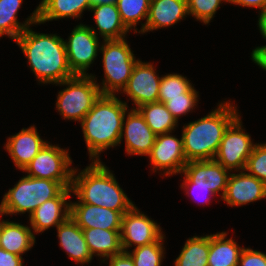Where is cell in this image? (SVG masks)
<instances>
[{
    "label": "cell",
    "mask_w": 266,
    "mask_h": 266,
    "mask_svg": "<svg viewBox=\"0 0 266 266\" xmlns=\"http://www.w3.org/2000/svg\"><path fill=\"white\" fill-rule=\"evenodd\" d=\"M239 115L227 128L219 145L214 160L230 172L245 169L248 157L256 143L251 135L245 132Z\"/></svg>",
    "instance_id": "9"
},
{
    "label": "cell",
    "mask_w": 266,
    "mask_h": 266,
    "mask_svg": "<svg viewBox=\"0 0 266 266\" xmlns=\"http://www.w3.org/2000/svg\"><path fill=\"white\" fill-rule=\"evenodd\" d=\"M54 85L66 88L59 90L55 107L63 119L80 122L101 96L97 82L89 75L73 77Z\"/></svg>",
    "instance_id": "7"
},
{
    "label": "cell",
    "mask_w": 266,
    "mask_h": 266,
    "mask_svg": "<svg viewBox=\"0 0 266 266\" xmlns=\"http://www.w3.org/2000/svg\"><path fill=\"white\" fill-rule=\"evenodd\" d=\"M163 234L156 242L129 250L135 266H161L165 258V246Z\"/></svg>",
    "instance_id": "31"
},
{
    "label": "cell",
    "mask_w": 266,
    "mask_h": 266,
    "mask_svg": "<svg viewBox=\"0 0 266 266\" xmlns=\"http://www.w3.org/2000/svg\"><path fill=\"white\" fill-rule=\"evenodd\" d=\"M151 0H117L116 6L125 27L134 33H139L137 24L146 20L149 14Z\"/></svg>",
    "instance_id": "30"
},
{
    "label": "cell",
    "mask_w": 266,
    "mask_h": 266,
    "mask_svg": "<svg viewBox=\"0 0 266 266\" xmlns=\"http://www.w3.org/2000/svg\"><path fill=\"white\" fill-rule=\"evenodd\" d=\"M233 103L222 101L206 116L184 124L181 131L187 161L214 159L225 131L239 116Z\"/></svg>",
    "instance_id": "4"
},
{
    "label": "cell",
    "mask_w": 266,
    "mask_h": 266,
    "mask_svg": "<svg viewBox=\"0 0 266 266\" xmlns=\"http://www.w3.org/2000/svg\"><path fill=\"white\" fill-rule=\"evenodd\" d=\"M194 85L186 76L178 73H168L162 75L160 85L158 102L165 103L168 98L183 97V93L189 92Z\"/></svg>",
    "instance_id": "32"
},
{
    "label": "cell",
    "mask_w": 266,
    "mask_h": 266,
    "mask_svg": "<svg viewBox=\"0 0 266 266\" xmlns=\"http://www.w3.org/2000/svg\"><path fill=\"white\" fill-rule=\"evenodd\" d=\"M56 228L59 246L70 260L82 266L91 263L93 256L87 246L82 228L70 216Z\"/></svg>",
    "instance_id": "21"
},
{
    "label": "cell",
    "mask_w": 266,
    "mask_h": 266,
    "mask_svg": "<svg viewBox=\"0 0 266 266\" xmlns=\"http://www.w3.org/2000/svg\"><path fill=\"white\" fill-rule=\"evenodd\" d=\"M108 260L109 262L106 264L109 266H135L132 257L124 251L118 255L108 257L101 263L105 264V261L107 262Z\"/></svg>",
    "instance_id": "39"
},
{
    "label": "cell",
    "mask_w": 266,
    "mask_h": 266,
    "mask_svg": "<svg viewBox=\"0 0 266 266\" xmlns=\"http://www.w3.org/2000/svg\"><path fill=\"white\" fill-rule=\"evenodd\" d=\"M36 242L31 227L0 219V248L18 256H23Z\"/></svg>",
    "instance_id": "23"
},
{
    "label": "cell",
    "mask_w": 266,
    "mask_h": 266,
    "mask_svg": "<svg viewBox=\"0 0 266 266\" xmlns=\"http://www.w3.org/2000/svg\"><path fill=\"white\" fill-rule=\"evenodd\" d=\"M90 162L81 171L74 167L72 194L78 201L70 203H87L118 212L130 210L135 204L120 187L113 171L104 162Z\"/></svg>",
    "instance_id": "3"
},
{
    "label": "cell",
    "mask_w": 266,
    "mask_h": 266,
    "mask_svg": "<svg viewBox=\"0 0 266 266\" xmlns=\"http://www.w3.org/2000/svg\"><path fill=\"white\" fill-rule=\"evenodd\" d=\"M228 3L241 7L256 8L259 13L266 9V0H228Z\"/></svg>",
    "instance_id": "41"
},
{
    "label": "cell",
    "mask_w": 266,
    "mask_h": 266,
    "mask_svg": "<svg viewBox=\"0 0 266 266\" xmlns=\"http://www.w3.org/2000/svg\"><path fill=\"white\" fill-rule=\"evenodd\" d=\"M224 2L228 0H187L188 13L196 21L208 25Z\"/></svg>",
    "instance_id": "33"
},
{
    "label": "cell",
    "mask_w": 266,
    "mask_h": 266,
    "mask_svg": "<svg viewBox=\"0 0 266 266\" xmlns=\"http://www.w3.org/2000/svg\"><path fill=\"white\" fill-rule=\"evenodd\" d=\"M82 231L92 256H98L101 262L110 256L123 252L120 236L121 230L82 228Z\"/></svg>",
    "instance_id": "26"
},
{
    "label": "cell",
    "mask_w": 266,
    "mask_h": 266,
    "mask_svg": "<svg viewBox=\"0 0 266 266\" xmlns=\"http://www.w3.org/2000/svg\"><path fill=\"white\" fill-rule=\"evenodd\" d=\"M188 15L187 0H151L147 21L141 23L139 34L173 26Z\"/></svg>",
    "instance_id": "20"
},
{
    "label": "cell",
    "mask_w": 266,
    "mask_h": 266,
    "mask_svg": "<svg viewBox=\"0 0 266 266\" xmlns=\"http://www.w3.org/2000/svg\"><path fill=\"white\" fill-rule=\"evenodd\" d=\"M137 109L144 117L146 124L156 135L173 132L178 127L177 120L162 102L143 104Z\"/></svg>",
    "instance_id": "28"
},
{
    "label": "cell",
    "mask_w": 266,
    "mask_h": 266,
    "mask_svg": "<svg viewBox=\"0 0 266 266\" xmlns=\"http://www.w3.org/2000/svg\"><path fill=\"white\" fill-rule=\"evenodd\" d=\"M24 259L0 248V266H24Z\"/></svg>",
    "instance_id": "38"
},
{
    "label": "cell",
    "mask_w": 266,
    "mask_h": 266,
    "mask_svg": "<svg viewBox=\"0 0 266 266\" xmlns=\"http://www.w3.org/2000/svg\"><path fill=\"white\" fill-rule=\"evenodd\" d=\"M24 0H0V38L7 36L15 41L19 35L29 26L40 25L38 22V7L20 22L18 11Z\"/></svg>",
    "instance_id": "25"
},
{
    "label": "cell",
    "mask_w": 266,
    "mask_h": 266,
    "mask_svg": "<svg viewBox=\"0 0 266 266\" xmlns=\"http://www.w3.org/2000/svg\"><path fill=\"white\" fill-rule=\"evenodd\" d=\"M251 59L259 68L266 71V45L254 48L251 52Z\"/></svg>",
    "instance_id": "40"
},
{
    "label": "cell",
    "mask_w": 266,
    "mask_h": 266,
    "mask_svg": "<svg viewBox=\"0 0 266 266\" xmlns=\"http://www.w3.org/2000/svg\"><path fill=\"white\" fill-rule=\"evenodd\" d=\"M230 171L213 160L188 161L184 166L183 183L180 187L209 188L215 195L223 198ZM222 192V193H220Z\"/></svg>",
    "instance_id": "13"
},
{
    "label": "cell",
    "mask_w": 266,
    "mask_h": 266,
    "mask_svg": "<svg viewBox=\"0 0 266 266\" xmlns=\"http://www.w3.org/2000/svg\"><path fill=\"white\" fill-rule=\"evenodd\" d=\"M162 227L151 217L140 211L136 205L122 217L121 245L124 252L156 242L163 235Z\"/></svg>",
    "instance_id": "12"
},
{
    "label": "cell",
    "mask_w": 266,
    "mask_h": 266,
    "mask_svg": "<svg viewBox=\"0 0 266 266\" xmlns=\"http://www.w3.org/2000/svg\"><path fill=\"white\" fill-rule=\"evenodd\" d=\"M128 107L127 102L116 95L101 94L79 122L91 161H101L102 152L120 146L123 119Z\"/></svg>",
    "instance_id": "2"
},
{
    "label": "cell",
    "mask_w": 266,
    "mask_h": 266,
    "mask_svg": "<svg viewBox=\"0 0 266 266\" xmlns=\"http://www.w3.org/2000/svg\"><path fill=\"white\" fill-rule=\"evenodd\" d=\"M225 231L209 235L208 266H238L243 246Z\"/></svg>",
    "instance_id": "27"
},
{
    "label": "cell",
    "mask_w": 266,
    "mask_h": 266,
    "mask_svg": "<svg viewBox=\"0 0 266 266\" xmlns=\"http://www.w3.org/2000/svg\"><path fill=\"white\" fill-rule=\"evenodd\" d=\"M125 213L87 203H70V217L80 228L121 230Z\"/></svg>",
    "instance_id": "19"
},
{
    "label": "cell",
    "mask_w": 266,
    "mask_h": 266,
    "mask_svg": "<svg viewBox=\"0 0 266 266\" xmlns=\"http://www.w3.org/2000/svg\"><path fill=\"white\" fill-rule=\"evenodd\" d=\"M96 27L89 28L102 40H118L127 38L130 31L123 24L116 3L92 5ZM96 28V29H95ZM98 32V33H97Z\"/></svg>",
    "instance_id": "22"
},
{
    "label": "cell",
    "mask_w": 266,
    "mask_h": 266,
    "mask_svg": "<svg viewBox=\"0 0 266 266\" xmlns=\"http://www.w3.org/2000/svg\"><path fill=\"white\" fill-rule=\"evenodd\" d=\"M209 235L187 238L174 266H208Z\"/></svg>",
    "instance_id": "29"
},
{
    "label": "cell",
    "mask_w": 266,
    "mask_h": 266,
    "mask_svg": "<svg viewBox=\"0 0 266 266\" xmlns=\"http://www.w3.org/2000/svg\"><path fill=\"white\" fill-rule=\"evenodd\" d=\"M67 39L64 43L71 71L75 75H89L87 71L95 62L101 46L100 38L89 25L80 23L74 27Z\"/></svg>",
    "instance_id": "10"
},
{
    "label": "cell",
    "mask_w": 266,
    "mask_h": 266,
    "mask_svg": "<svg viewBox=\"0 0 266 266\" xmlns=\"http://www.w3.org/2000/svg\"><path fill=\"white\" fill-rule=\"evenodd\" d=\"M174 132L164 133L156 136L155 143L149 155L152 172H159L163 176L180 174L187 160L184 154L183 137L177 138ZM163 171V172H162Z\"/></svg>",
    "instance_id": "11"
},
{
    "label": "cell",
    "mask_w": 266,
    "mask_h": 266,
    "mask_svg": "<svg viewBox=\"0 0 266 266\" xmlns=\"http://www.w3.org/2000/svg\"><path fill=\"white\" fill-rule=\"evenodd\" d=\"M72 188H64L56 197L46 200L28 217L33 234L57 227L70 216Z\"/></svg>",
    "instance_id": "17"
},
{
    "label": "cell",
    "mask_w": 266,
    "mask_h": 266,
    "mask_svg": "<svg viewBox=\"0 0 266 266\" xmlns=\"http://www.w3.org/2000/svg\"><path fill=\"white\" fill-rule=\"evenodd\" d=\"M238 266H266V254L252 248L242 250Z\"/></svg>",
    "instance_id": "36"
},
{
    "label": "cell",
    "mask_w": 266,
    "mask_h": 266,
    "mask_svg": "<svg viewBox=\"0 0 266 266\" xmlns=\"http://www.w3.org/2000/svg\"><path fill=\"white\" fill-rule=\"evenodd\" d=\"M156 136L138 109L127 110L123 119L120 145L124 139L125 152L128 156H148Z\"/></svg>",
    "instance_id": "15"
},
{
    "label": "cell",
    "mask_w": 266,
    "mask_h": 266,
    "mask_svg": "<svg viewBox=\"0 0 266 266\" xmlns=\"http://www.w3.org/2000/svg\"><path fill=\"white\" fill-rule=\"evenodd\" d=\"M35 125L22 128L18 133L7 137L4 150L12 159L14 166L23 171L38 152L48 143L40 137Z\"/></svg>",
    "instance_id": "18"
},
{
    "label": "cell",
    "mask_w": 266,
    "mask_h": 266,
    "mask_svg": "<svg viewBox=\"0 0 266 266\" xmlns=\"http://www.w3.org/2000/svg\"><path fill=\"white\" fill-rule=\"evenodd\" d=\"M102 43L99 49L104 70L102 82L99 84L96 75L90 74L97 82L101 94L117 95L126 86L139 59H136L125 38L102 40Z\"/></svg>",
    "instance_id": "6"
},
{
    "label": "cell",
    "mask_w": 266,
    "mask_h": 266,
    "mask_svg": "<svg viewBox=\"0 0 266 266\" xmlns=\"http://www.w3.org/2000/svg\"><path fill=\"white\" fill-rule=\"evenodd\" d=\"M230 173L221 199L230 207H240L266 199V184L245 170Z\"/></svg>",
    "instance_id": "16"
},
{
    "label": "cell",
    "mask_w": 266,
    "mask_h": 266,
    "mask_svg": "<svg viewBox=\"0 0 266 266\" xmlns=\"http://www.w3.org/2000/svg\"><path fill=\"white\" fill-rule=\"evenodd\" d=\"M117 0H91L92 5L116 3Z\"/></svg>",
    "instance_id": "43"
},
{
    "label": "cell",
    "mask_w": 266,
    "mask_h": 266,
    "mask_svg": "<svg viewBox=\"0 0 266 266\" xmlns=\"http://www.w3.org/2000/svg\"><path fill=\"white\" fill-rule=\"evenodd\" d=\"M72 161L69 149L48 142L22 172L33 178L57 181L64 188H72Z\"/></svg>",
    "instance_id": "8"
},
{
    "label": "cell",
    "mask_w": 266,
    "mask_h": 266,
    "mask_svg": "<svg viewBox=\"0 0 266 266\" xmlns=\"http://www.w3.org/2000/svg\"><path fill=\"white\" fill-rule=\"evenodd\" d=\"M199 98V91L193 87L189 92L183 93V97L168 98L164 103L167 110L179 122V118L193 112L194 107L197 106Z\"/></svg>",
    "instance_id": "34"
},
{
    "label": "cell",
    "mask_w": 266,
    "mask_h": 266,
    "mask_svg": "<svg viewBox=\"0 0 266 266\" xmlns=\"http://www.w3.org/2000/svg\"><path fill=\"white\" fill-rule=\"evenodd\" d=\"M28 60L39 84H56L73 77L64 39L57 34L35 32L27 27L14 41Z\"/></svg>",
    "instance_id": "1"
},
{
    "label": "cell",
    "mask_w": 266,
    "mask_h": 266,
    "mask_svg": "<svg viewBox=\"0 0 266 266\" xmlns=\"http://www.w3.org/2000/svg\"><path fill=\"white\" fill-rule=\"evenodd\" d=\"M181 188H183L184 192L186 193L185 195H187L188 197L189 196L191 197L192 195V197H194L196 201H199V203H201L202 201L200 205L202 204L210 205L211 200H213L212 198L216 197V195L209 188H202V187H181Z\"/></svg>",
    "instance_id": "37"
},
{
    "label": "cell",
    "mask_w": 266,
    "mask_h": 266,
    "mask_svg": "<svg viewBox=\"0 0 266 266\" xmlns=\"http://www.w3.org/2000/svg\"><path fill=\"white\" fill-rule=\"evenodd\" d=\"M257 22V27L260 31V34L266 40V9L259 13Z\"/></svg>",
    "instance_id": "42"
},
{
    "label": "cell",
    "mask_w": 266,
    "mask_h": 266,
    "mask_svg": "<svg viewBox=\"0 0 266 266\" xmlns=\"http://www.w3.org/2000/svg\"><path fill=\"white\" fill-rule=\"evenodd\" d=\"M63 189L57 181L33 178L25 174L3 195L0 202V217L25 213L30 216L38 206L56 197Z\"/></svg>",
    "instance_id": "5"
},
{
    "label": "cell",
    "mask_w": 266,
    "mask_h": 266,
    "mask_svg": "<svg viewBox=\"0 0 266 266\" xmlns=\"http://www.w3.org/2000/svg\"><path fill=\"white\" fill-rule=\"evenodd\" d=\"M161 78L150 61L142 62L139 59L133 67L129 81L120 93L130 97L128 100H132L133 109L143 104L158 102Z\"/></svg>",
    "instance_id": "14"
},
{
    "label": "cell",
    "mask_w": 266,
    "mask_h": 266,
    "mask_svg": "<svg viewBox=\"0 0 266 266\" xmlns=\"http://www.w3.org/2000/svg\"><path fill=\"white\" fill-rule=\"evenodd\" d=\"M91 0H41L38 4V22L44 24L65 18L81 19L90 10Z\"/></svg>",
    "instance_id": "24"
},
{
    "label": "cell",
    "mask_w": 266,
    "mask_h": 266,
    "mask_svg": "<svg viewBox=\"0 0 266 266\" xmlns=\"http://www.w3.org/2000/svg\"><path fill=\"white\" fill-rule=\"evenodd\" d=\"M266 184V143H256L244 169Z\"/></svg>",
    "instance_id": "35"
}]
</instances>
